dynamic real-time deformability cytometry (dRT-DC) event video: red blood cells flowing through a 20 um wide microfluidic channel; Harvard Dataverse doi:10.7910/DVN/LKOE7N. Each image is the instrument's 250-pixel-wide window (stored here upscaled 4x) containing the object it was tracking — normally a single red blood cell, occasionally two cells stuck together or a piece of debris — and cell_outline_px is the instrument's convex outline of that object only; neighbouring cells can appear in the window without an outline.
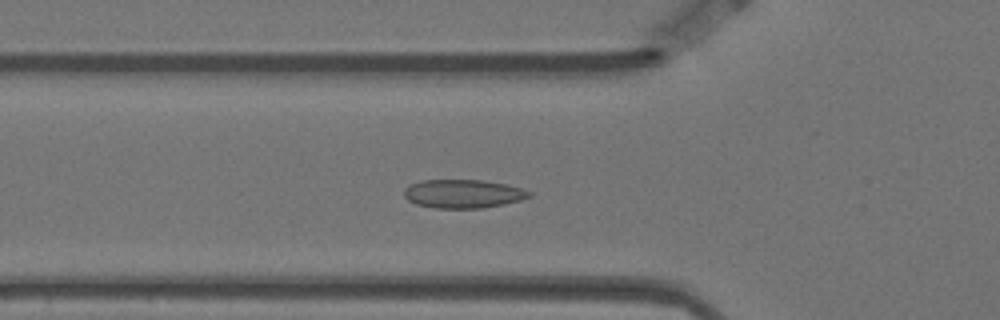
{"species": "Egyptian fruit bat (a non-hibernating species)", "species_latin": "Rousettus aegyptiacus", "temperature_condition": "warm", "stored_images_in_passage": 57, "camera_frame_rate_fps": 3000, "um_per_image_px": 0.085, "animal": {"sex": "female"}, "frame": {"image": 1, "passage_image": 19, "time_ms": 6.0, "image_size_px": [1000, 320], "cell_outline_px": [[532, 196], [520, 200], [504, 204], [480, 208], [432, 208], [416, 204], [408, 200], [404, 196], [404, 188], [408, 184], [420, 180], [484, 180], [524, 188], [532, 192]], "centroid_in_image_um": [39.35, 16.46], "position_along_channel_um": 86.5, "area_um2": 21.04}}
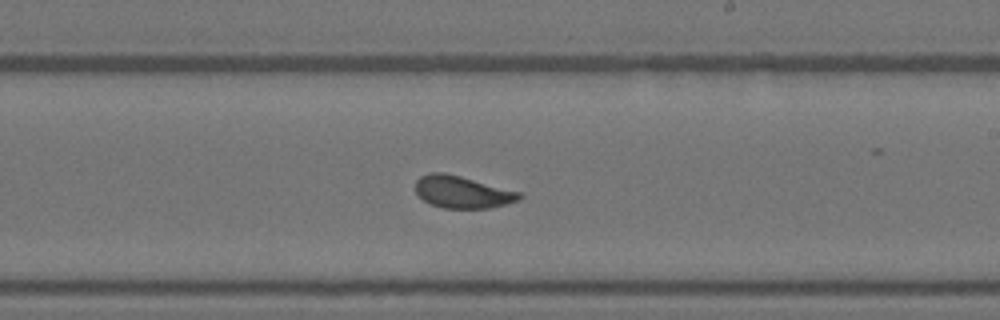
{"frame": {"image": 2, "passage_image": 33, "time_ms": 10.667, "image_size_px": [1000, 320], "cell_outline_px": [[524, 196], [520, 200], [488, 208], [444, 208], [432, 204], [424, 200], [416, 192], [416, 180], [420, 176], [428, 172], [444, 172], [460, 176], [520, 192]], "centroid_in_image_um": [39.29, 16.31], "position_along_channel_um": 249.7, "area_um2": 19.31}}
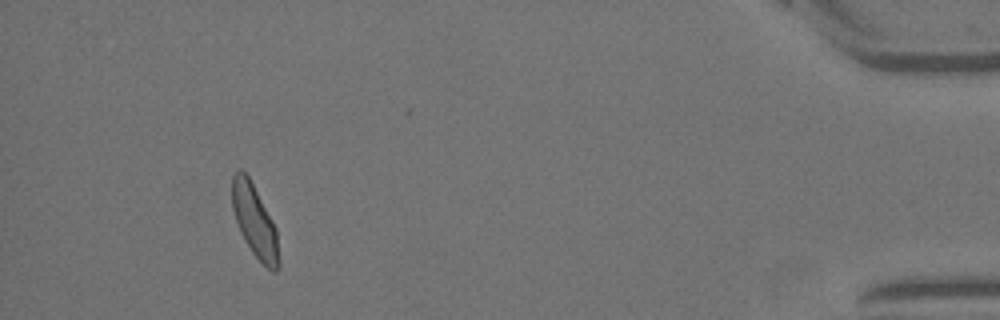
{"frame": {"image": 3, "passage_image": 53, "time_ms": 17.333, "image_size_px": [1000, 320], "cell_outline_px": [[280, 268], [276, 272], [272, 272], [252, 252], [244, 240], [240, 232], [232, 208], [232, 176], [240, 168], [248, 176], [272, 220], [276, 228], [280, 264]], "centroid_in_image_um": [21.65, 18.83], "position_along_channel_um": 413.5, "area_um2": 19.48}, "authors_computed_cell_mechanics": {"area_um2": 19.7676, "velocity_mm_per_s": 3.4782, "shape_relaxation_time_tau1_ms": 3.5101, "shape_relaxation_time_tau2_ms": 0.6929, "deformation_change_tau1": 0.0975, "deformation_change_tau2": 0.0564}}